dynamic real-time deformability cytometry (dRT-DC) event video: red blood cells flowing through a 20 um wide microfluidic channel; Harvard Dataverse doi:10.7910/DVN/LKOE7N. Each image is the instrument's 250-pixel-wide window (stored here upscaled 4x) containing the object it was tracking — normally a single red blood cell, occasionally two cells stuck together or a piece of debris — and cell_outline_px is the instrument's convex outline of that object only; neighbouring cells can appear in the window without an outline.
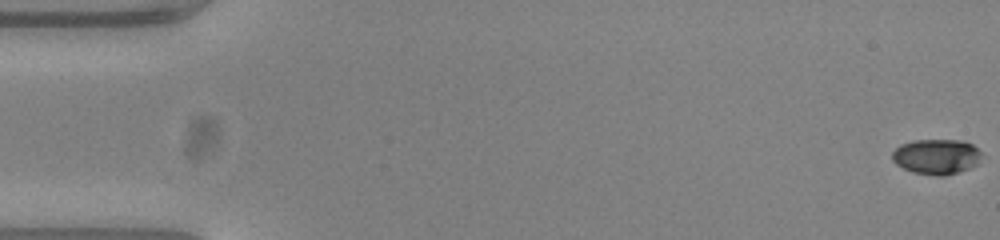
{"species": "common noctule bat (a hibernating species)", "species_latin": "Nyctalus noctula", "temperature_condition": "warm", "stored_images_in_passage": 55, "camera_frame_rate_fps": 3000, "um_per_image_px": 0.085, "animal": {"sex": "female", "body_mass_g": 23.0, "forearm_length_mm": 53.4}, "frame": {"image": 1, "passage_image": 1, "time_ms": 0.0, "image_size_px": [1000, 240], "cell_outline_px": [[980, 156], [976, 164], [968, 168], [944, 176], [936, 176], [912, 172], [896, 164], [892, 160], [892, 152], [900, 144], [912, 140], [960, 140], [972, 144], [980, 152]], "centroid_in_image_um": [79.54, 13.3], "position_along_channel_um": 5.5, "area_um2": 18.21}}
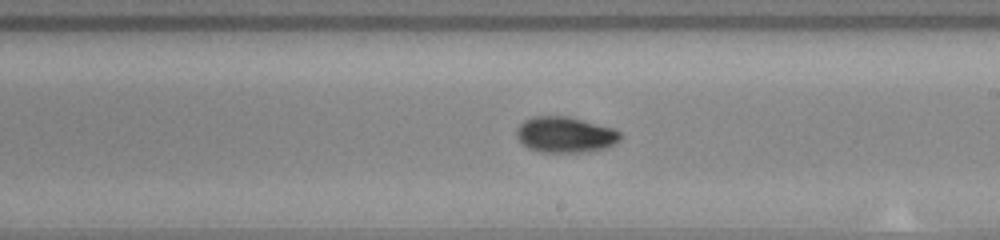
{"frame": {"image": 2, "passage_image": 32, "time_ms": 10.333, "image_size_px": [1000, 240], "cell_outline_px": [[624, 136], [616, 144], [608, 148], [588, 152], [540, 152], [528, 148], [520, 144], [516, 136], [516, 128], [524, 120], [532, 116], [568, 116], [612, 128], [620, 132]], "centroid_in_image_um": [48.04, 11.46], "position_along_channel_um": 241.0, "area_um2": 22.08}}
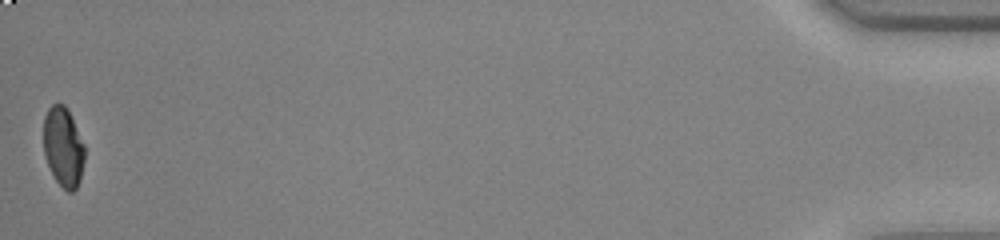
{"frame": {"image": 3, "passage_image": 55, "time_ms": 18.0, "image_size_px": [1000, 240], "cell_outline_px": [[84, 160], [80, 180], [76, 188], [72, 192], [68, 192], [56, 180], [44, 156], [44, 116], [48, 108], [52, 104], [64, 104], [68, 108], [84, 144]], "centroid_in_image_um": [5.38, 12.47], "position_along_channel_um": 429.8, "area_um2": 19.02}, "authors_computed_cell_mechanics": {"area_um2": 20.2878, "velocity_mm_per_s": 3.781, "shape_relaxation_time_tau1_ms": 2.8675, "shape_relaxation_time_tau2_ms": 4.1292, "deformation_change_tau1": 0.1526, "deformation_change_tau2": 0.0541}}